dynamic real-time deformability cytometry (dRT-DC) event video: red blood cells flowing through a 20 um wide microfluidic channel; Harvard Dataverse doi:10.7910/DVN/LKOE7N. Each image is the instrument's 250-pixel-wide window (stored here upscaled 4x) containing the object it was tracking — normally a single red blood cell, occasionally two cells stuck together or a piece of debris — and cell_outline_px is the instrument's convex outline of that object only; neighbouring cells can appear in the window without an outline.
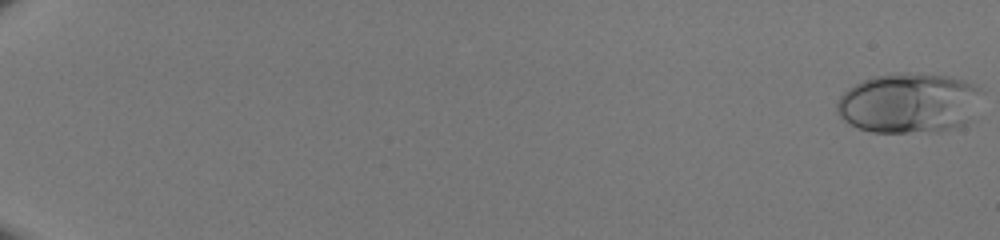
{"species": "human", "species_latin": "Homo sapiens", "temperature_condition": "room temperature", "stored_images_in_passage": 51, "camera_frame_rate_fps": 3000, "um_per_image_px": 0.085, "donor": {"sex": "male"}, "frame": {"image": 1, "passage_image": 1, "time_ms": 0.0, "image_size_px": [1000, 240], "cell_outline_px": [[984, 92], [968, 120], [964, 124], [956, 128], [940, 132], [872, 132], [856, 128], [844, 120], [836, 112], [836, 104], [840, 96], [848, 88], [872, 76], [896, 72], [908, 72], [948, 76], [964, 80], [976, 84]], "centroid_in_image_um": [77.26, 8.75], "position_along_channel_um": 7.7, "area_um2": 51.33}}
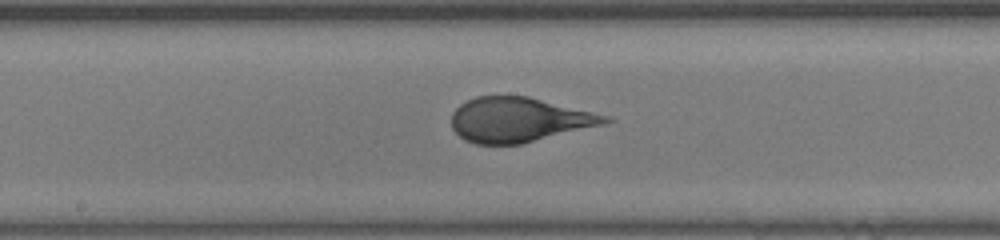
{"frame": {"image": 2, "passage_image": 31, "time_ms": 10.0, "image_size_px": [1000, 240], "cell_outline_px": [[616, 120], [604, 124], [520, 144], [476, 144], [464, 140], [452, 128], [452, 112], [460, 104], [476, 96], [528, 96], [608, 116]], "centroid_in_image_um": [44.09, 10.18], "position_along_channel_um": 204.1, "area_um2": 39.65}}
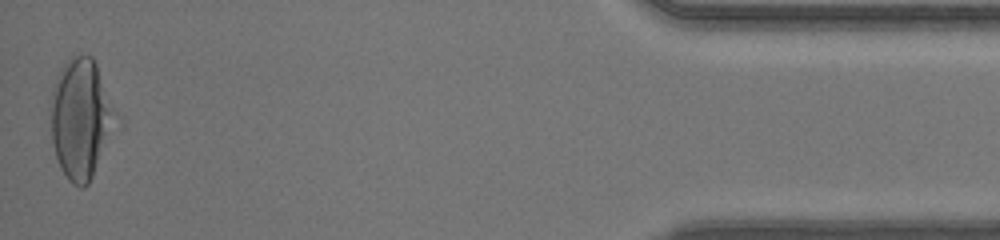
{"frame": {"image": 3, "passage_image": 51, "time_ms": 16.667, "image_size_px": [1000, 240], "cell_outline_px": [[108, 112], [104, 132], [92, 176], [88, 184], [84, 188], [80, 188], [72, 184], [68, 180], [60, 168], [52, 144], [48, 104], [52, 88], [56, 76], [60, 68], [72, 56], [80, 52], [92, 56], [96, 64]], "centroid_in_image_um": [6.6, 10.03], "position_along_channel_um": 428.6, "area_um2": 41.79}}